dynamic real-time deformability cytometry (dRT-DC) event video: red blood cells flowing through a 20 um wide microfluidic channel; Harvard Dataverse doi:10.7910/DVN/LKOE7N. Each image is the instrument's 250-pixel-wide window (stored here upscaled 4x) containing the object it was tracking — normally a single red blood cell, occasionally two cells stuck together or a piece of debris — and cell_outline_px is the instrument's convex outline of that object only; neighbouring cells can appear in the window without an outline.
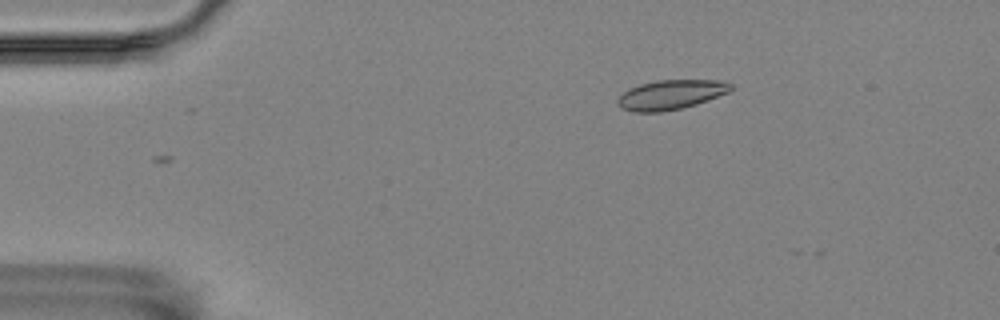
{"species": "Egyptian fruit bat (a non-hibernating species)", "species_latin": "Rousettus aegyptiacus", "temperature_condition": "room temperature", "stored_images_in_passage": 6, "camera_frame_rate_fps": 3000, "um_per_image_px": 0.085, "animal": {"sex": "female"}, "frame": {"image": 1, "passage_image": 2, "time_ms": 0.333, "image_size_px": [1000, 320], "cell_outline_px": [[732, 88], [728, 92], [696, 104], [680, 108], [660, 112], [632, 112], [620, 108], [616, 104], [616, 100], [628, 88], [640, 84], [656, 80], [720, 80], [732, 84]], "centroid_in_image_um": [56.96, 8.05], "position_along_channel_um": 28.0, "area_um2": 19.48}}